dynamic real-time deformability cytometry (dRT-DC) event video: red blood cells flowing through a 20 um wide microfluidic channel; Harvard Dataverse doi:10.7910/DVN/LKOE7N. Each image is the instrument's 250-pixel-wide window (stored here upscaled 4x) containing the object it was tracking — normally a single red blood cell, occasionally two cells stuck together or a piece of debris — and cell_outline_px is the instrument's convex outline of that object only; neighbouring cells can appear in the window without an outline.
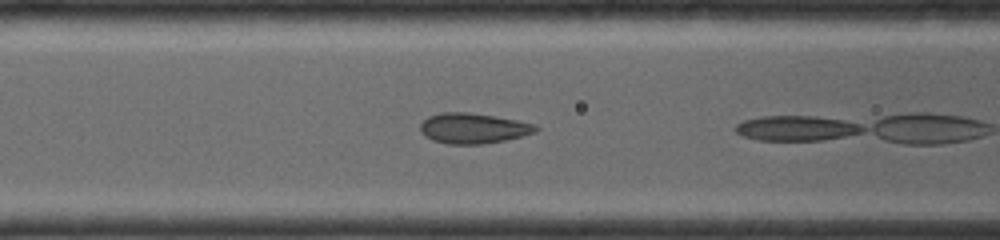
{"species": "common noctule bat (a hibernating species)", "species_latin": "Nyctalus noctula", "temperature_condition": "room temperature", "stored_images_in_passage": 4, "camera_frame_rate_fps": 4000, "um_per_image_px": 0.085, "animal": {"sex": "female", "body_mass_g": 19.0, "forearm_length_mm": 56.7}, "frame": {"image": 1, "passage_image": 3, "time_ms": 1.25, "image_size_px": [1000, 240], "cell_outline_px": [[540, 128], [536, 132], [504, 140], [480, 144], [448, 144], [432, 140], [424, 136], [420, 132], [420, 124], [428, 116], [440, 112], [468, 112], [516, 120], [532, 124]], "centroid_in_image_um": [40.16, 10.9], "position_along_channel_um": 126.4, "area_um2": 20.29}}